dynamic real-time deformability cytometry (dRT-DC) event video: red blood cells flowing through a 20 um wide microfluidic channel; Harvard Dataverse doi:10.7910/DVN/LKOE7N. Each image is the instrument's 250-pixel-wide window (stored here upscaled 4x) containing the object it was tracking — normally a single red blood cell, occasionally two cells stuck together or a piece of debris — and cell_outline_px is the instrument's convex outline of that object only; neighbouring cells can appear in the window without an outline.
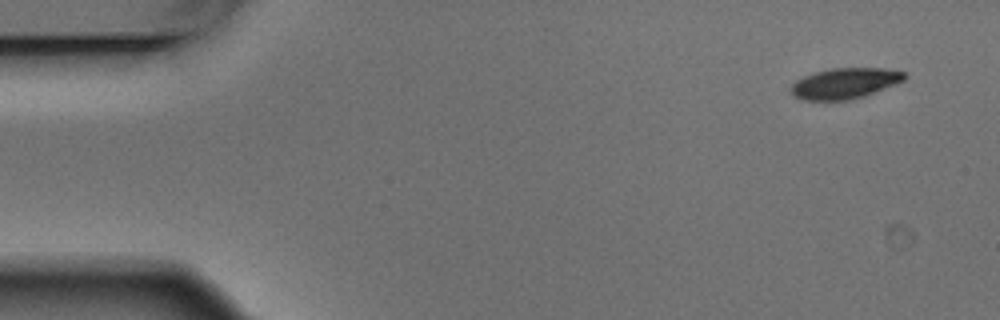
{"species": "Egyptian fruit bat (a non-hibernating species)", "species_latin": "Rousettus aegyptiacus", "temperature_condition": "warm", "stored_images_in_passage": 4, "camera_frame_rate_fps": 3000, "um_per_image_px": 0.085, "animal": {"sex": "male"}, "frame": {"image": 1, "passage_image": 1, "time_ms": 0.0, "image_size_px": [1000, 320], "cell_outline_px": [[908, 76], [904, 80], [896, 84], [864, 96], [848, 100], [804, 100], [796, 96], [788, 88], [796, 80], [804, 76], [816, 72], [832, 68], [884, 68], [908, 72]], "centroid_in_image_um": [71.85, 7.07], "position_along_channel_um": 13.1, "area_um2": 20.35}}
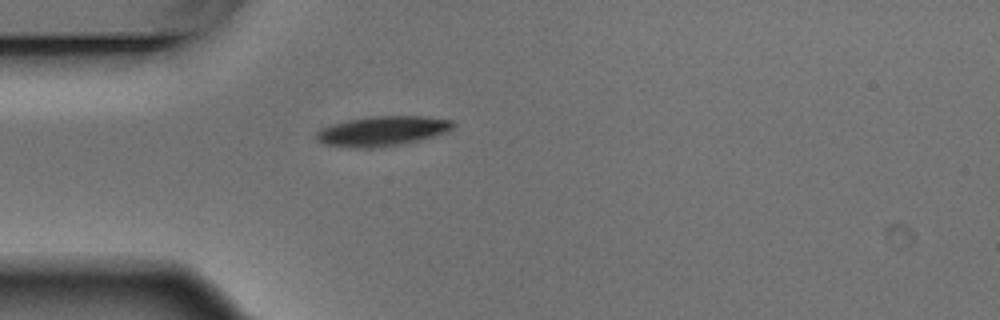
{"frame": {"image": 2, "passage_image": 4, "time_ms": 1.0, "image_size_px": [1000, 320], "cell_outline_px": [[456, 124], [452, 128], [436, 136], [408, 144], [380, 148], [352, 148], [324, 144], [316, 140], [316, 132], [320, 128], [332, 124], [348, 120], [368, 116], [428, 116], [452, 120]], "centroid_in_image_um": [32.51, 11.15], "position_along_channel_um": 52.5, "area_um2": 24.33}}